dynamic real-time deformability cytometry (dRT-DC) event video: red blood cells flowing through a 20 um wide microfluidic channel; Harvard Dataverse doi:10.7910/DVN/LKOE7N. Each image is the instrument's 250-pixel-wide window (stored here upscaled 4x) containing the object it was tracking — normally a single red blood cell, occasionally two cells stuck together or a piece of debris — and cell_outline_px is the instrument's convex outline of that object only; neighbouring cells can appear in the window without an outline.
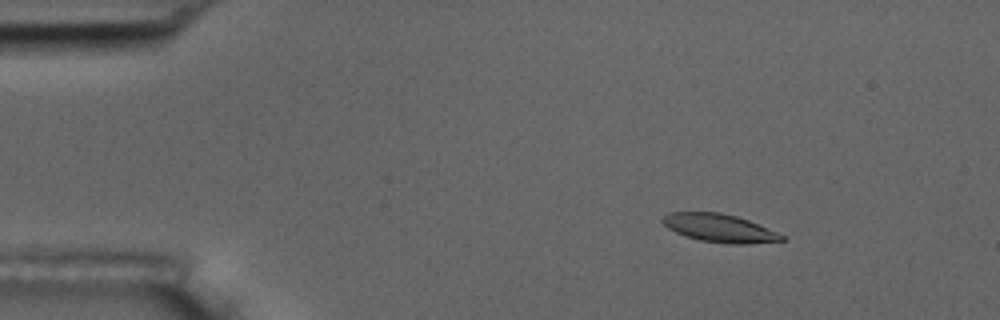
{"species": "common noctule bat (a hibernating species)", "species_latin": "Nyctalus noctula", "temperature_condition": "room temperature", "stored_images_in_passage": 5, "camera_frame_rate_fps": 3000, "um_per_image_px": 0.085, "animal": {"sex": "male", "body_mass_g": 17.5, "forearm_length_mm": 52.3}, "frame": {"image": 1, "passage_image": 3, "time_ms": 0.667, "image_size_px": [1000, 320], "cell_outline_px": [[784, 240], [748, 244], [728, 244], [700, 240], [676, 232], [668, 228], [660, 220], [664, 216], [672, 212], [720, 212], [736, 216], [748, 220], [784, 236]], "centroid_in_image_um": [61.13, 19.38], "position_along_channel_um": 23.9, "area_um2": 19.19}}